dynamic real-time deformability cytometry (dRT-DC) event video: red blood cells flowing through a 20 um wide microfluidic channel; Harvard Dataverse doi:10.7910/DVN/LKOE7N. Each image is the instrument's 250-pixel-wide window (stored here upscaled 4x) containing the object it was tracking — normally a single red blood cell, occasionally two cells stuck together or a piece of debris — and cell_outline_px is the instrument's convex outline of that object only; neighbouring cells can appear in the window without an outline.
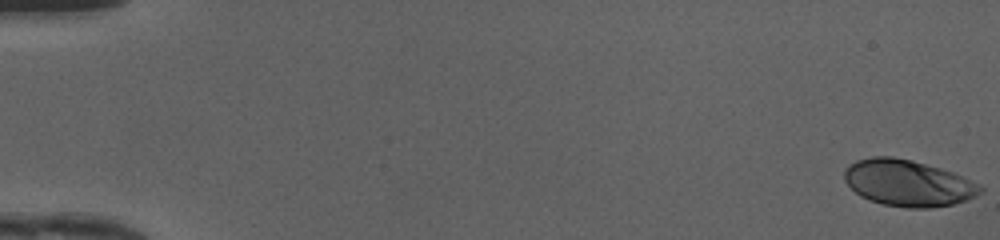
{"species": "human", "species_latin": "Homo sapiens", "temperature_condition": "cold", "stored_images_in_passage": 50, "camera_frame_rate_fps": 3000, "um_per_image_px": 0.085, "donor": {"sex": "female"}, "frame": {"image": 1, "passage_image": 1, "time_ms": 0.0, "image_size_px": [1000, 240], "cell_outline_px": [[984, 192], [976, 196], [952, 204], [932, 208], [908, 208], [884, 204], [868, 200], [860, 196], [844, 180], [844, 168], [848, 164], [856, 160], [872, 156], [892, 156], [912, 160], [940, 168], [952, 172], [980, 184], [984, 188]], "centroid_in_image_um": [77.17, 15.55], "position_along_channel_um": 7.8, "area_um2": 36.88}}
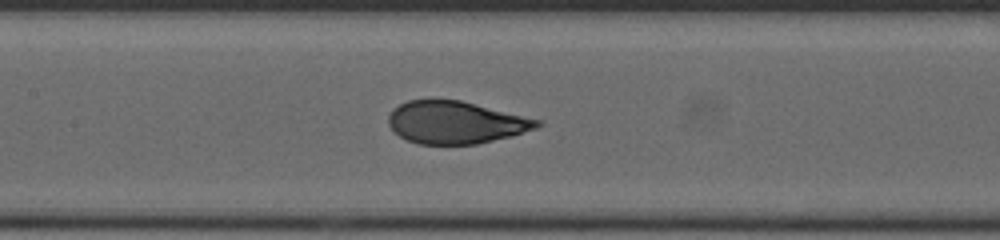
{"frame": {"image": 2, "passage_image": 25, "time_ms": 8.0, "image_size_px": [1000, 240], "cell_outline_px": [[544, 124], [536, 128], [512, 136], [476, 144], [420, 144], [408, 140], [392, 132], [388, 124], [388, 116], [392, 108], [408, 100], [460, 100], [540, 120]], "centroid_in_image_um": [38.7, 10.41], "position_along_channel_um": 168.7, "area_um2": 36.65}}
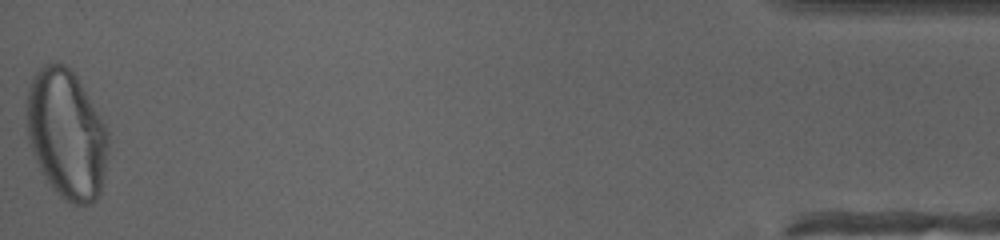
{"frame": {"image": 3, "passage_image": 50, "time_ms": 16.333, "image_size_px": [1000, 240], "cell_outline_px": [[108, 144], [104, 176], [100, 196], [96, 200], [88, 204], [72, 204], [64, 200], [52, 188], [40, 168], [32, 152], [28, 140], [24, 112], [28, 88], [32, 76], [44, 64], [64, 64], [76, 72], [100, 116], [108, 132]], "centroid_in_image_um": [5.63, 11.38], "position_along_channel_um": 429.6, "area_um2": 62.08}, "authors_computed_cell_mechanics": {"area_um2": 37.57, "velocity_mm_per_s": 4.1837, "shape_relaxation_time_tau1_ms": 4.8739, "shape_relaxation_time_tau2_ms": null, "deformation_change_tau1": 0.2198, "deformation_change_tau2": null}}